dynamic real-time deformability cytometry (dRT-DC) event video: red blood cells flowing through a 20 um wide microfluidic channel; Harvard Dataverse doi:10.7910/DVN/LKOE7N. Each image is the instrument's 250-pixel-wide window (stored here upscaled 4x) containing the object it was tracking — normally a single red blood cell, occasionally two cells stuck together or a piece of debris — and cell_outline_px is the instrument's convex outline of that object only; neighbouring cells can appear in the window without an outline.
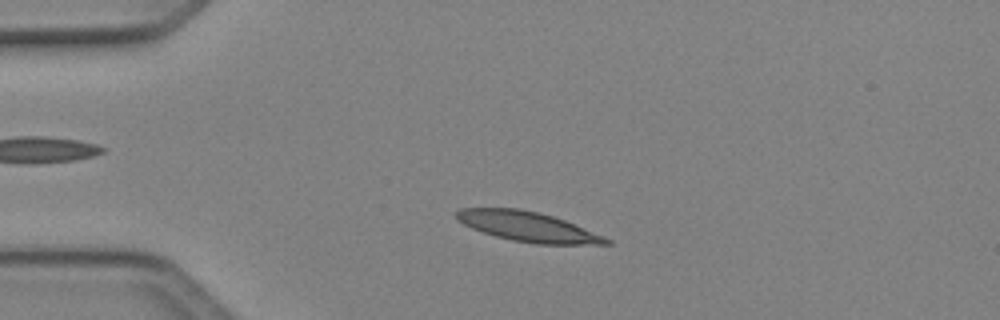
{"species": "Egyptian fruit bat (a non-hibernating species)", "species_latin": "Rousettus aegyptiacus", "temperature_condition": "cold", "stored_images_in_passage": 46, "camera_frame_rate_fps": 3000, "um_per_image_px": 0.085, "animal": {"sex": "female"}, "frame": {"image": 1, "passage_image": 8, "time_ms": 2.333, "image_size_px": [1000, 320], "cell_outline_px": [[612, 244], [536, 244], [512, 240], [496, 236], [472, 228], [456, 220], [456, 212], [460, 208], [520, 208], [540, 212], [564, 220], [604, 236], [612, 240]], "centroid_in_image_um": [44.87, 19.26], "position_along_channel_um": 40.1, "area_um2": 25.89}}
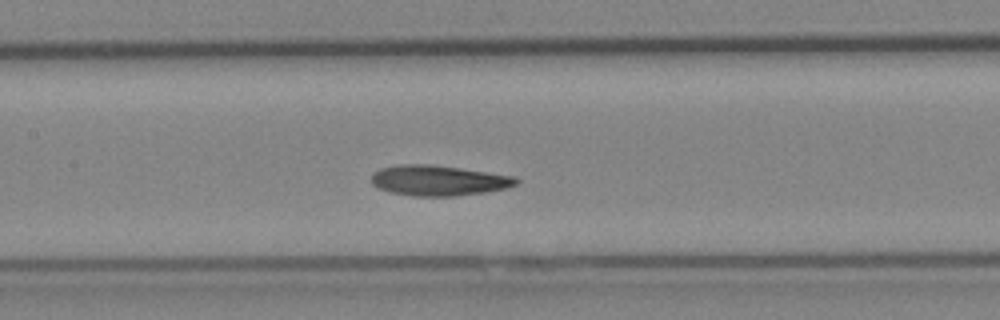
{"frame": {"image": 2, "passage_image": 20, "time_ms": 6.333, "image_size_px": [1000, 320], "cell_outline_px": [[520, 180], [516, 184], [508, 188], [484, 192], [456, 196], [412, 196], [388, 192], [372, 184], [372, 172], [380, 168], [400, 164], [432, 164], [516, 176]], "centroid_in_image_um": [37.27, 15.34], "position_along_channel_um": 170.1, "area_um2": 25.84}}
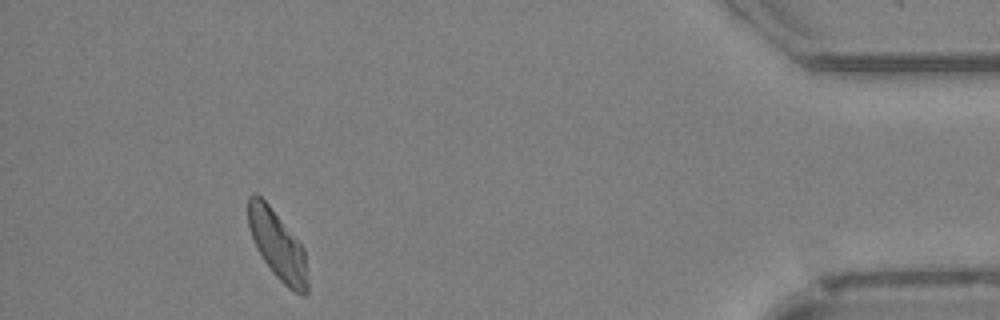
{"frame": {"image": 3, "passage_image": 42, "time_ms": 13.667, "image_size_px": [1000, 320], "cell_outline_px": [[308, 292], [304, 296], [300, 296], [292, 292], [272, 272], [256, 248], [248, 228], [248, 196], [252, 192], [256, 192], [268, 204], [304, 248], [308, 284]], "centroid_in_image_um": [23.58, 20.86], "position_along_channel_um": 411.6, "area_um2": 23.81}, "authors_computed_cell_mechanics": {"area_um2": 24.9696, "velocity_mm_per_s": 4.0651, "shape_relaxation_time_tau1_ms": 10.3718, "shape_relaxation_time_tau2_ms": 3.0721, "deformation_change_tau1": 0.224, "deformation_change_tau2": 0.0919}}